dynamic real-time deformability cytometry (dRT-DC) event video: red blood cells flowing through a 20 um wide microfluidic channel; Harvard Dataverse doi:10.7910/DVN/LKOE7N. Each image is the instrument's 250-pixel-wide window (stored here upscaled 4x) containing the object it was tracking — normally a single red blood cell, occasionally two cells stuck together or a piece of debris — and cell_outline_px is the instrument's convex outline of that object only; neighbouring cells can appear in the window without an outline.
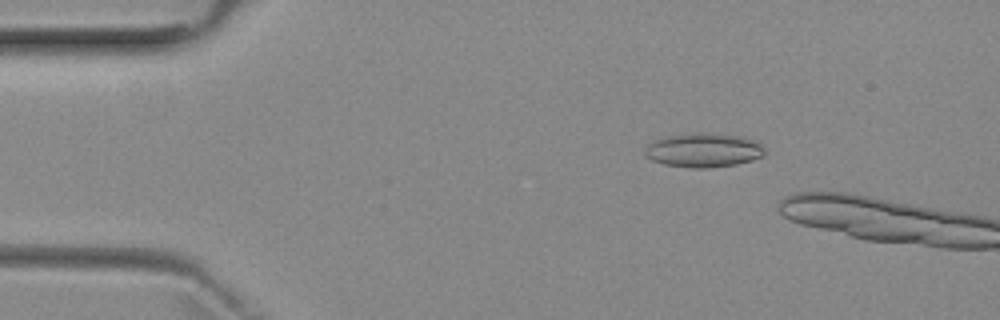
{"species": "common noctule bat (a hibernating species)", "species_latin": "Nyctalus noctula", "temperature_condition": "room temperature", "stored_images_in_passage": 2, "camera_frame_rate_fps": 3000, "um_per_image_px": 0.085, "animal": {"sex": "female", "body_mass_g": 29.2, "forearm_length_mm": 56.3}, "frame": {"image": 1, "passage_image": 1, "time_ms": 0.0, "image_size_px": [1000, 320], "cell_outline_px": [[764, 156], [752, 160], [736, 164], [708, 168], [692, 168], [664, 164], [652, 160], [644, 152], [644, 148], [648, 144], [656, 140], [668, 136], [700, 132], [704, 132], [744, 136], [760, 140], [764, 148]], "centroid_in_image_um": [59.87, 12.75], "position_along_channel_um": 25.1, "area_um2": 24.04}}